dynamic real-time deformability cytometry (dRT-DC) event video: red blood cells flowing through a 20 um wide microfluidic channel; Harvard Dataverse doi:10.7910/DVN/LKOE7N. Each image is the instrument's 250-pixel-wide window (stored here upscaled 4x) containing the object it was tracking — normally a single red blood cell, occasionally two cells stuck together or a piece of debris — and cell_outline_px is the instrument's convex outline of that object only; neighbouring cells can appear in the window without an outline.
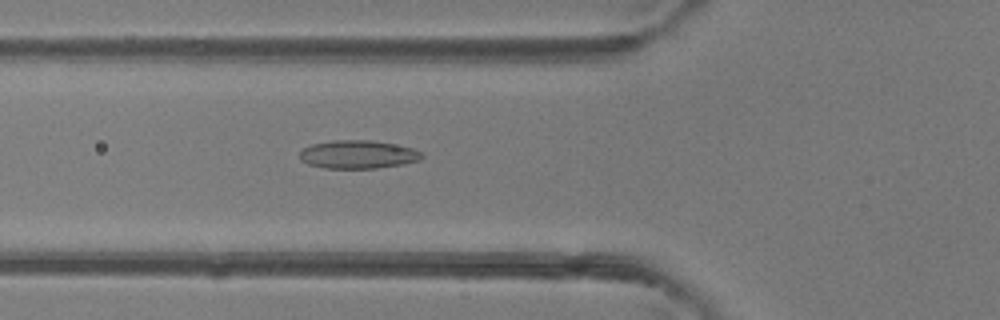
{"species": "common noctule bat (a hibernating species)", "species_latin": "Nyctalus noctula", "temperature_condition": "room temperature", "stored_images_in_passage": 46, "camera_frame_rate_fps": 3000, "um_per_image_px": 0.085, "animal": {"sex": "female"}, "frame": {"image": 1, "passage_image": 17, "time_ms": 5.333, "image_size_px": [1000, 320], "cell_outline_px": [[424, 156], [420, 160], [404, 164], [376, 168], [324, 168], [308, 164], [300, 160], [300, 152], [304, 148], [312, 144], [332, 140], [372, 140], [412, 148], [420, 152]], "centroid_in_image_um": [30.42, 13.13], "position_along_channel_um": 95.4, "area_um2": 20.06}}
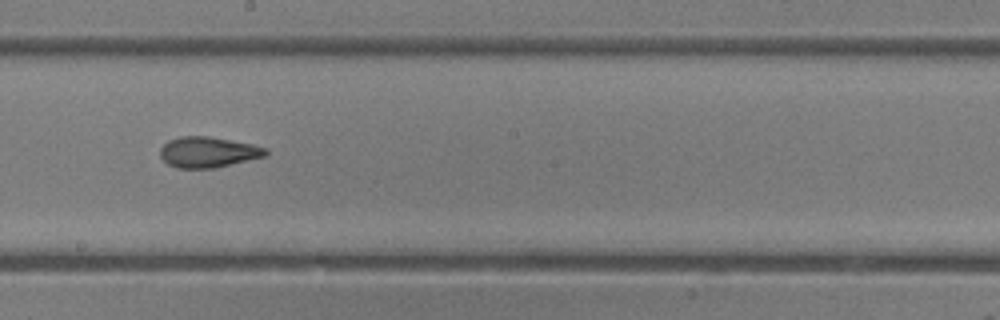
{"frame": {"image": 2, "passage_image": 26, "time_ms": 8.333, "image_size_px": [1000, 320], "cell_outline_px": [[268, 152], [264, 156], [216, 168], [176, 168], [168, 164], [160, 156], [160, 148], [168, 140], [180, 136], [208, 136], [252, 144], [268, 148]], "centroid_in_image_um": [17.67, 12.93], "position_along_channel_um": 230.5, "area_um2": 18.84}}
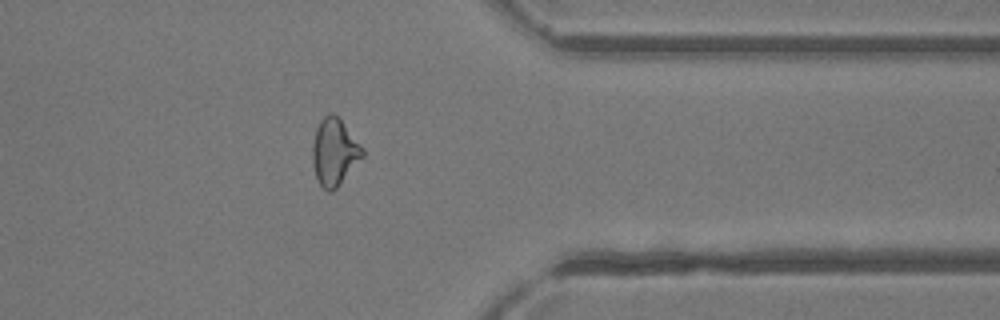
{"frame": {"image": 3, "passage_image": 37, "time_ms": 12.0, "image_size_px": [1000, 320], "cell_outline_px": [[364, 156], [336, 188], [332, 192], [328, 192], [320, 184], [316, 176], [312, 164], [312, 144], [316, 128], [320, 120], [328, 112], [332, 112], [340, 120], [364, 148]], "centroid_in_image_um": [28.41, 12.92], "position_along_channel_um": 383.0, "area_um2": 19.42}, "authors_computed_cell_mechanics": {"area_um2": 19.8543, "velocity_mm_per_s": 4.4796, "shape_relaxation_time_tau1_ms": 5.9753, "shape_relaxation_time_tau2_ms": 2.8212, "deformation_change_tau1": 0.1582, "deformation_change_tau2": 0.1119}}